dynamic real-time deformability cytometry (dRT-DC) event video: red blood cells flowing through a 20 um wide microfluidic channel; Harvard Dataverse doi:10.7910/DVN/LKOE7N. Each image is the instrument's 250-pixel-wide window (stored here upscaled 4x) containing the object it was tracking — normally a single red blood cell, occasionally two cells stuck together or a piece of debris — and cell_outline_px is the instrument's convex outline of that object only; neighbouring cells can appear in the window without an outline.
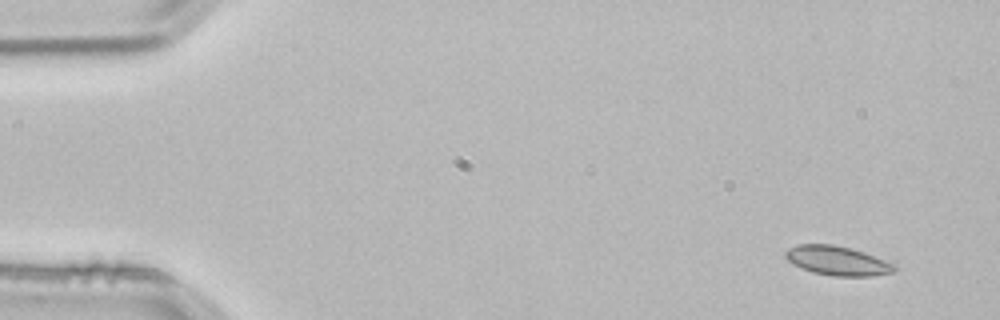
{"species": "common noctule bat (a hibernating species)", "species_latin": "Nyctalus noctula", "temperature_condition": "room temperature", "stored_images_in_passage": 3, "camera_frame_rate_fps": 3000, "um_per_image_px": 0.085, "animal": {"sex": "male", "body_mass_g": 21.5, "forearm_length_mm": 52.0}, "frame": {"image": 1, "passage_image": 1, "time_ms": 0.0, "image_size_px": [1000, 320], "cell_outline_px": [[896, 268], [892, 272], [872, 276], [832, 276], [812, 272], [800, 268], [792, 264], [784, 256], [784, 252], [788, 248], [796, 244], [832, 244], [864, 252], [896, 264]], "centroid_in_image_um": [71.13, 22.16], "position_along_channel_um": 13.9, "area_um2": 18.67}}
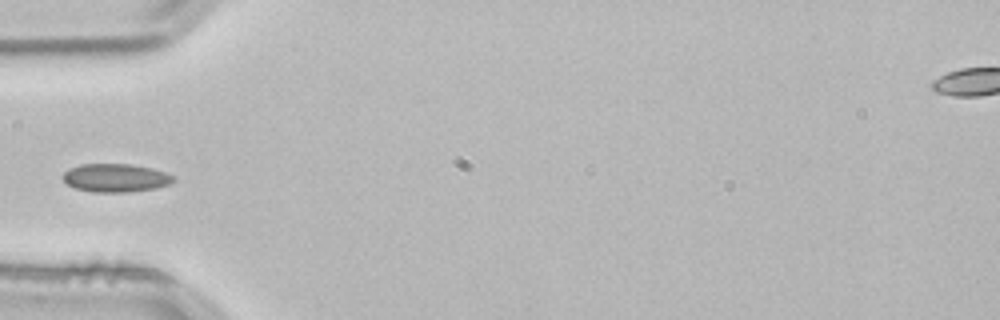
{"frame": {"image": 2, "passage_image": 3, "time_ms": 0.667, "image_size_px": [1000, 320], "cell_outline_px": [[176, 180], [168, 184], [156, 188], [128, 192], [92, 192], [76, 188], [68, 184], [60, 176], [68, 168], [80, 164], [132, 164], [152, 168], [164, 172], [172, 176]], "centroid_in_image_um": [9.79, 15.11], "position_along_channel_um": 75.2, "area_um2": 18.26}}